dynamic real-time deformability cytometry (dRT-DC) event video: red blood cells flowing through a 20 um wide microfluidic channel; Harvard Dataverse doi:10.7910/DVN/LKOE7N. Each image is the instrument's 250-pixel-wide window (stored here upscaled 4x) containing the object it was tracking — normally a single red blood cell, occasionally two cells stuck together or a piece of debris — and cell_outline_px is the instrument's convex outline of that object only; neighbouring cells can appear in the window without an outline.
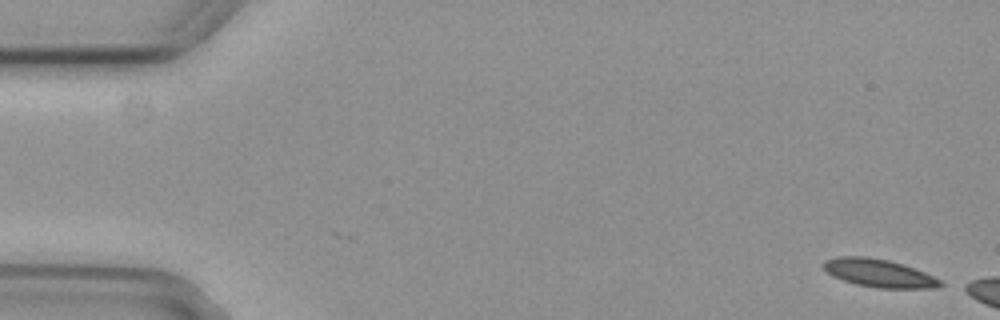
{"species": "common noctule bat (a hibernating species)", "species_latin": "Nyctalus noctula", "temperature_condition": "cold", "stored_images_in_passage": 3, "camera_frame_rate_fps": 3000, "um_per_image_px": 0.085, "animal": {"sex": "female", "body_mass_g": 29.2, "forearm_length_mm": 56.3}, "frame": {"image": 1, "passage_image": 1, "time_ms": 0.0, "image_size_px": [1000, 320], "cell_outline_px": [[948, 284], [940, 288], [876, 288], [856, 284], [832, 276], [820, 264], [824, 260], [836, 256], [868, 256], [888, 260], [904, 264], [924, 272]], "centroid_in_image_um": [74.72, 23.21], "position_along_channel_um": 10.3, "area_um2": 19.36}}